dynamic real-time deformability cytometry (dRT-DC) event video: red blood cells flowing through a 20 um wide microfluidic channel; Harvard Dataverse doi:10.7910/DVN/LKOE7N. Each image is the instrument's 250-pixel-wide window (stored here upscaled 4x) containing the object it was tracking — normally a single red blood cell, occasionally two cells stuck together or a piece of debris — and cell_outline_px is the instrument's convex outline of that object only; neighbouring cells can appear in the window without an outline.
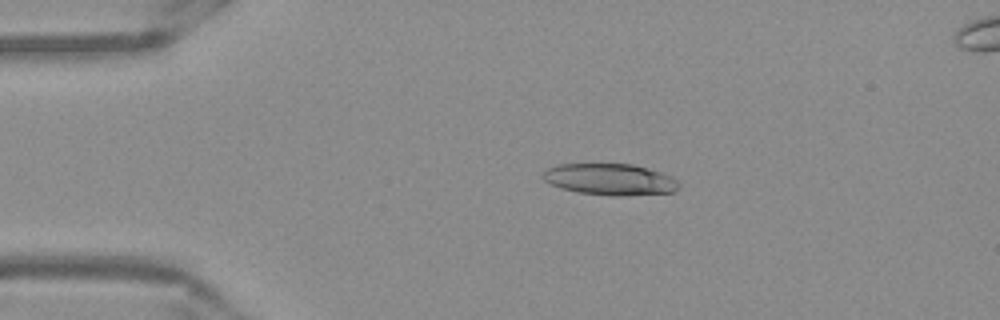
{"species": "Egyptian fruit bat (a non-hibernating species)", "species_latin": "Rousettus aegyptiacus", "temperature_condition": "warm", "stored_images_in_passage": 46, "camera_frame_rate_fps": 3000, "um_per_image_px": 0.085, "frame": {"image": 1, "passage_image": 5, "time_ms": 1.333, "image_size_px": [1000, 320], "cell_outline_px": [[680, 188], [676, 192], [620, 196], [612, 196], [576, 192], [560, 188], [544, 180], [540, 176], [548, 168], [556, 164], [632, 164], [648, 168], [672, 176], [680, 184]], "centroid_in_image_um": [51.87, 15.25], "position_along_channel_um": 33.1, "area_um2": 25.14}}
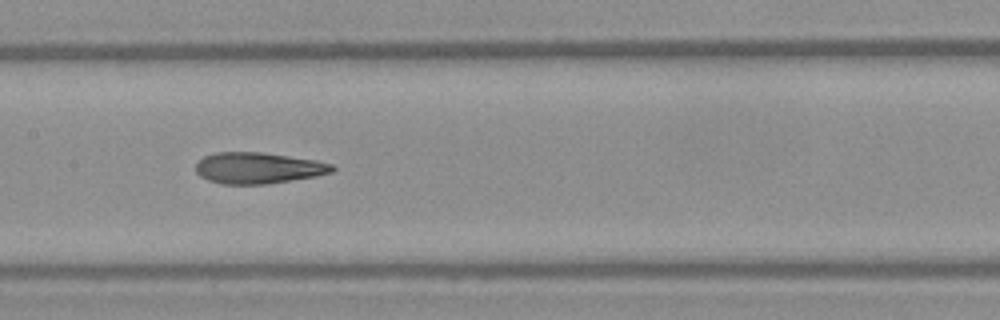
{"frame": {"image": 2, "passage_image": 20, "time_ms": 6.333, "image_size_px": [1000, 320], "cell_outline_px": [[336, 168], [332, 172], [316, 176], [268, 184], [220, 184], [208, 180], [200, 176], [196, 172], [196, 164], [204, 156], [216, 152], [260, 152], [316, 160], [332, 164]], "centroid_in_image_um": [21.94, 14.28], "position_along_channel_um": 185.5, "area_um2": 24.8}}
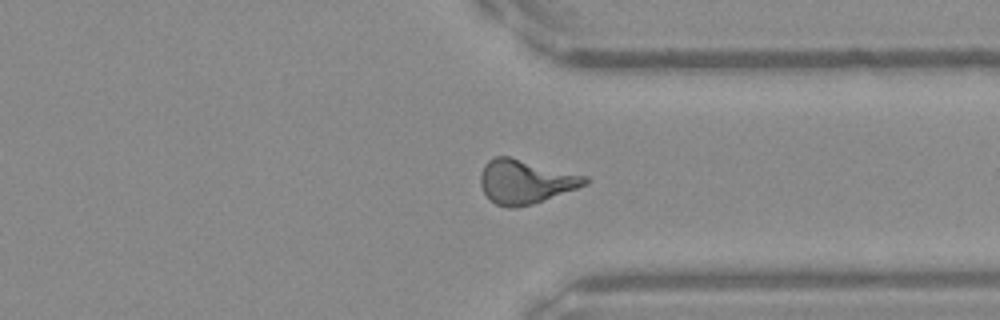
{"frame": {"image": 3, "passage_image": 34, "time_ms": 11.0, "image_size_px": [1000, 320], "cell_outline_px": [[588, 184], [544, 200], [532, 204], [516, 208], [508, 208], [496, 204], [484, 192], [480, 184], [480, 172], [484, 164], [488, 160], [496, 156], [508, 156], [588, 176]], "centroid_in_image_um": [44.65, 15.43], "position_along_channel_um": 366.8, "area_um2": 26.7}, "authors_computed_cell_mechanics": {"area_um2": 25.2875, "velocity_mm_per_s": 3.9007, "shape_relaxation_time_tau1_ms": 8.6605, "shape_relaxation_time_tau2_ms": 1.7273, "deformation_change_tau1": 0.275, "deformation_change_tau2": 0.1006}}